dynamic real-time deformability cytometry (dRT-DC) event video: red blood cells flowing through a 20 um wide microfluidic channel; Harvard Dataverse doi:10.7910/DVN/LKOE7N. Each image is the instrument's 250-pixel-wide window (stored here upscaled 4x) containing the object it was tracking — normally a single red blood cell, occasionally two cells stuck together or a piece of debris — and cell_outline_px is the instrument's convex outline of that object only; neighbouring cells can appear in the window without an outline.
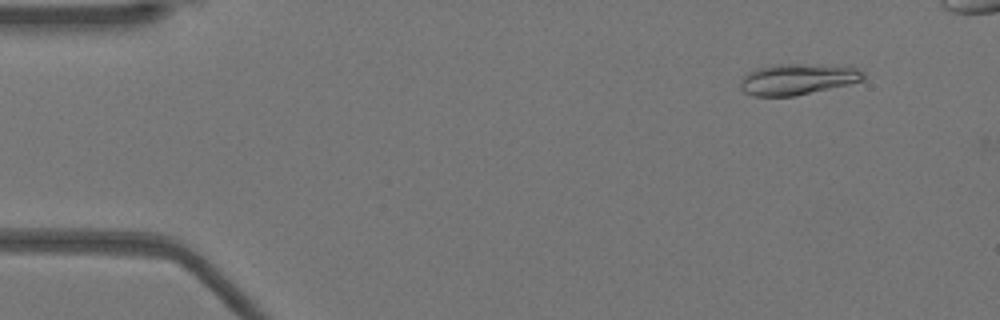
{"species": "Egyptian fruit bat (a non-hibernating species)", "species_latin": "Rousettus aegyptiacus", "temperature_condition": "warm", "stored_images_in_passage": 4, "camera_frame_rate_fps": 3000, "um_per_image_px": 0.085, "animal": {"sex": "female"}, "frame": {"image": 1, "passage_image": 1, "time_ms": 0.0, "image_size_px": [1000, 320], "cell_outline_px": [[864, 80], [848, 84], [792, 96], [752, 96], [744, 92], [740, 88], [740, 80], [748, 72], [760, 68], [776, 64], [848, 64], [864, 72]], "centroid_in_image_um": [67.83, 6.71], "position_along_channel_um": 17.2, "area_um2": 22.43}}